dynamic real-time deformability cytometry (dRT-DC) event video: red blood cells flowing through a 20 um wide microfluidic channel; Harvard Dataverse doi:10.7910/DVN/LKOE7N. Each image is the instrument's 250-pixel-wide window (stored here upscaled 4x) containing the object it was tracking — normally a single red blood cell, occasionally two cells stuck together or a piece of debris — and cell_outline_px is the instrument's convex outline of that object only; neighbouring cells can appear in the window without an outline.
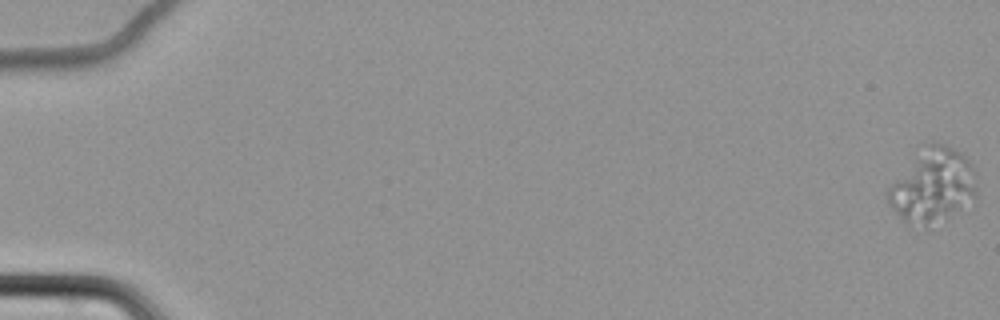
{"species": "common noctule bat (a hibernating species)", "species_latin": "Nyctalus noctula", "temperature_condition": "cold", "stored_images_in_passage": 66, "camera_frame_rate_fps": 3000, "um_per_image_px": 0.085, "animal": {"sex": "female", "body_mass_g": 22.7, "forearm_length_mm": 54.2}, "frame": {"image": 1, "passage_image": 1, "time_ms": 0.0, "image_size_px": [1000, 320], "cell_outline_px": [[976, 196], [944, 212], [924, 220], [904, 220], [892, 208], [888, 200], [888, 188], [932, 144], [944, 144], [960, 152], [972, 164], [976, 192]], "centroid_in_image_um": [79.3, 15.66], "position_along_channel_um": 5.7, "area_um2": 33.41}}
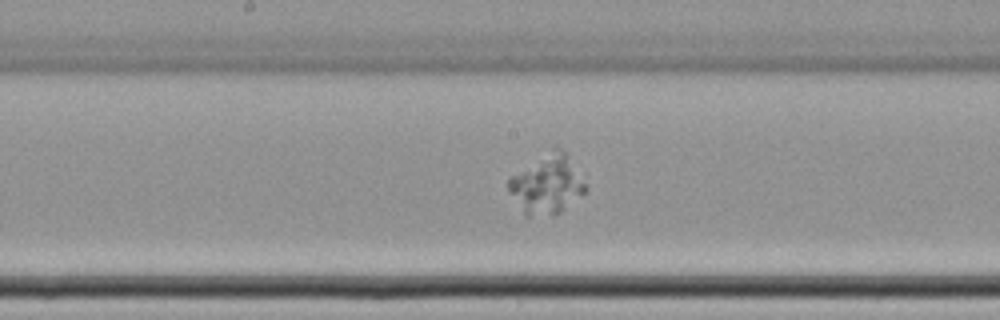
{"frame": {"image": 2, "passage_image": 38, "time_ms": 12.333, "image_size_px": [1000, 320], "cell_outline_px": [[588, 192], [560, 212], [552, 216], [524, 216], [508, 188], [508, 180], [512, 176], [552, 148], [560, 148], [568, 152], [588, 188]], "centroid_in_image_um": [46.55, 15.69], "position_along_channel_um": 201.7, "area_um2": 26.53}}
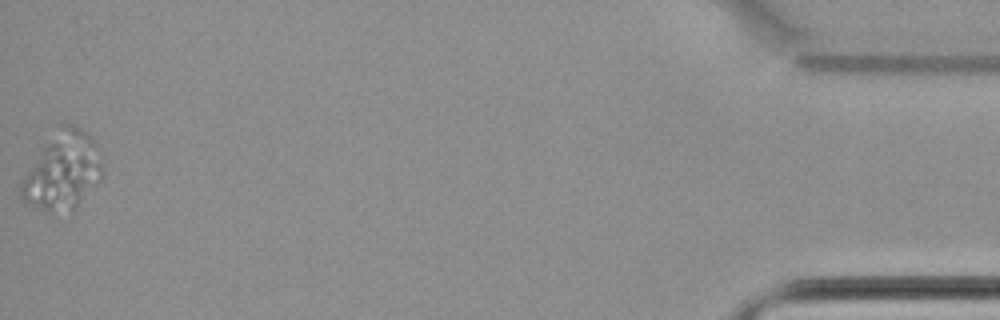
{"frame": {"image": 3, "passage_image": 66, "time_ms": 21.667, "image_size_px": [1000, 320], "cell_outline_px": [[104, 176], [72, 208], [48, 212], [44, 212], [24, 204], [20, 200], [20, 180], [40, 148], [60, 124], [72, 124], [80, 128], [92, 136], [96, 140]], "centroid_in_image_um": [5.27, 14.5], "position_along_channel_um": 429.9, "area_um2": 36.88}}